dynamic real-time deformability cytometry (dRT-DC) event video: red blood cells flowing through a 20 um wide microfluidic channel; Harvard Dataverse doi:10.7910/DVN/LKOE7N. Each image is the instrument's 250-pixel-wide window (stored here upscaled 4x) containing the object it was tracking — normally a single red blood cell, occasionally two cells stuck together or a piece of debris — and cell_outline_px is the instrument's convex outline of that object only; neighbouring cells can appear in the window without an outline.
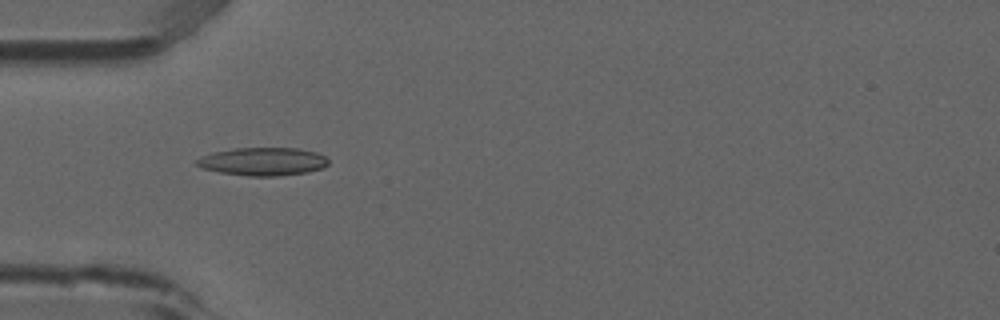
{"species": "common noctule bat (a hibernating species)", "species_latin": "Nyctalus noctula", "temperature_condition": "room temperature", "stored_images_in_passage": 3, "camera_frame_rate_fps": 3000, "um_per_image_px": 0.085, "animal": {"sex": "male", "forearm_length_mm": 52.5}, "frame": {"image": 1, "passage_image": 3, "time_ms": 0.667, "image_size_px": [1000, 320], "cell_outline_px": [[328, 164], [320, 168], [308, 172], [276, 176], [248, 176], [220, 172], [200, 168], [196, 164], [196, 160], [212, 152], [232, 148], [296, 148], [316, 152], [324, 156], [328, 160]], "centroid_in_image_um": [22.32, 13.73], "position_along_channel_um": 62.7, "area_um2": 21.44}}